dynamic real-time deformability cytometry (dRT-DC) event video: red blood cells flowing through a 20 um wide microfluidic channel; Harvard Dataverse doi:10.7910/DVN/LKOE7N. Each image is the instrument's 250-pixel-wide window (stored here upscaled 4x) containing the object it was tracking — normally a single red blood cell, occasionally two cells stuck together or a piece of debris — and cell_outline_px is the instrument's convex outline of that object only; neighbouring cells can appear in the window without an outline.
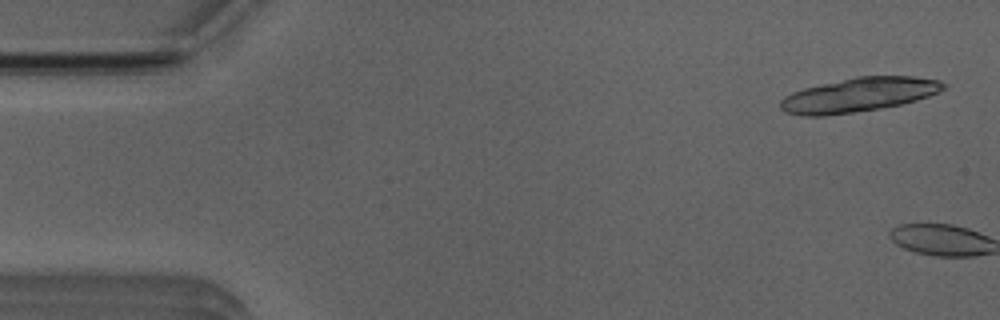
{"species": "Egyptian fruit bat (a non-hibernating species)", "species_latin": "Rousettus aegyptiacus", "temperature_condition": "room temperature", "stored_images_in_passage": 5, "camera_frame_rate_fps": 3000, "um_per_image_px": 0.085, "animal": {"sex": "male"}, "frame": {"image": 1, "passage_image": 1, "time_ms": 0.0, "image_size_px": [1000, 320], "cell_outline_px": [[948, 84], [944, 88], [928, 96], [916, 100], [900, 104], [880, 108], [824, 116], [804, 116], [784, 112], [780, 108], [780, 100], [784, 96], [792, 92], [804, 88], [820, 84], [856, 76], [912, 76], [940, 80]], "centroid_in_image_um": [72.96, 8.05], "position_along_channel_um": 12.0, "area_um2": 32.37}}